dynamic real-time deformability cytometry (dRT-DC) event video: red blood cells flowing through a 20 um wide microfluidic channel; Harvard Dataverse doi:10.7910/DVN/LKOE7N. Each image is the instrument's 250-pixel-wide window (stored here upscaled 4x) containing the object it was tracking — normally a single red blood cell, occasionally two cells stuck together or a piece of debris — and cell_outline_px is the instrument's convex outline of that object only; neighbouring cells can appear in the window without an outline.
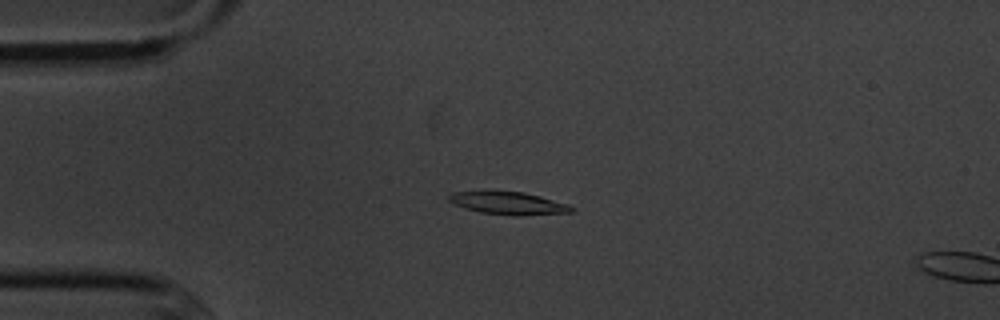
{"species": "common noctule bat (a hibernating species)", "species_latin": "Nyctalus noctula", "temperature_condition": "cold", "stored_images_in_passage": 4, "camera_frame_rate_fps": 3000, "um_per_image_px": 0.085, "animal": {"sex": "male", "body_mass_g": 20.1, "forearm_length_mm": 53.5}, "frame": {"image": 1, "passage_image": 3, "time_ms": 2.333, "image_size_px": [1000, 320], "cell_outline_px": [[572, 212], [480, 212], [464, 208], [448, 200], [448, 196], [452, 192], [524, 192], [540, 196], [568, 204], [572, 208]], "centroid_in_image_um": [43.11, 17.2], "position_along_channel_um": 41.9, "area_um2": 14.45}}